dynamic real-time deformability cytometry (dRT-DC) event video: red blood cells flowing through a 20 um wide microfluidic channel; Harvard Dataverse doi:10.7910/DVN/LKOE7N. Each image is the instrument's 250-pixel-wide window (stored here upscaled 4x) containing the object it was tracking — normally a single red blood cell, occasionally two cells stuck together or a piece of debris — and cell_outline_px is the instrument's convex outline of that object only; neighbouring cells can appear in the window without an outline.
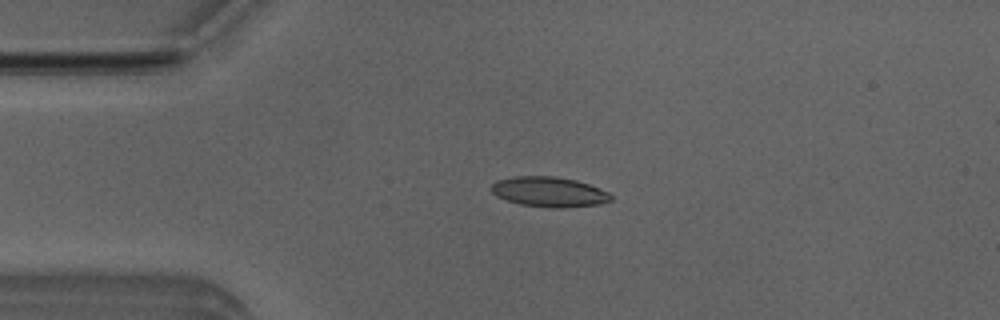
{"species": "Egyptian fruit bat (a non-hibernating species)", "species_latin": "Rousettus aegyptiacus", "temperature_condition": "room temperature", "stored_images_in_passage": 53, "camera_frame_rate_fps": 3000, "um_per_image_px": 0.085, "animal": {"sex": "male"}, "frame": {"image": 1, "passage_image": 12, "time_ms": 3.667, "image_size_px": [1000, 320], "cell_outline_px": [[612, 200], [596, 204], [564, 208], [552, 208], [520, 204], [496, 196], [492, 192], [492, 184], [496, 180], [512, 176], [552, 176], [576, 180], [600, 188], [608, 192], [612, 196]], "centroid_in_image_um": [46.66, 16.3], "position_along_channel_um": 38.3, "area_um2": 20.87}}
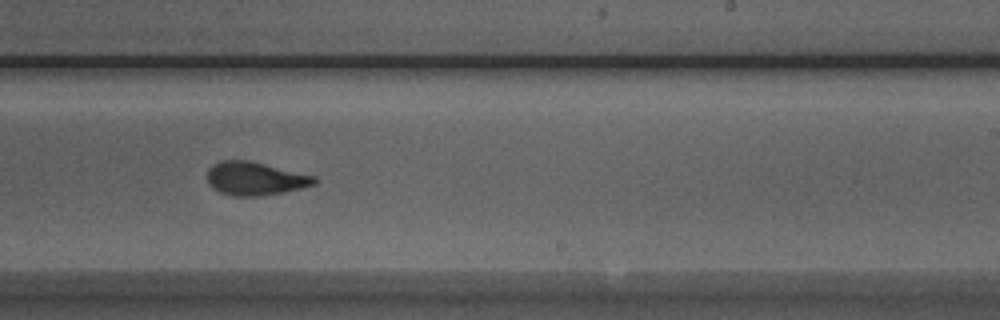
{"frame": {"image": 2, "passage_image": 32, "time_ms": 10.333, "image_size_px": [1000, 320], "cell_outline_px": [[316, 184], [284, 192], [260, 196], [232, 196], [220, 192], [212, 188], [208, 184], [208, 168], [212, 164], [220, 160], [248, 160], [316, 176]], "centroid_in_image_um": [21.66, 15.18], "position_along_channel_um": 267.3, "area_um2": 20.87}}
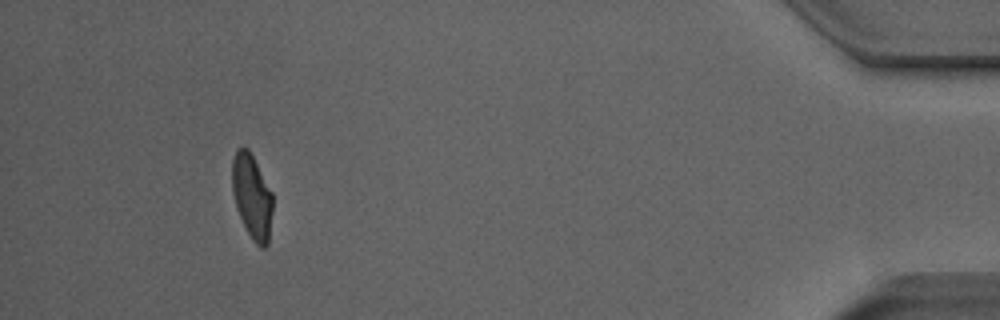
{"frame": {"image": 3, "passage_image": 49, "time_ms": 16.0, "image_size_px": [1000, 320], "cell_outline_px": [[272, 212], [268, 244], [264, 248], [260, 248], [252, 240], [240, 216], [236, 204], [232, 188], [232, 160], [236, 148], [248, 148], [272, 192]], "centroid_in_image_um": [21.42, 16.7], "position_along_channel_um": 413.8, "area_um2": 19.71}, "authors_computed_cell_mechanics": {"area_um2": 20.6924, "velocity_mm_per_s": 3.8451, "shape_relaxation_time_tau1_ms": 3.6641, "shape_relaxation_time_tau2_ms": 1.3956, "deformation_change_tau1": 0.1481, "deformation_change_tau2": 0.0704}}